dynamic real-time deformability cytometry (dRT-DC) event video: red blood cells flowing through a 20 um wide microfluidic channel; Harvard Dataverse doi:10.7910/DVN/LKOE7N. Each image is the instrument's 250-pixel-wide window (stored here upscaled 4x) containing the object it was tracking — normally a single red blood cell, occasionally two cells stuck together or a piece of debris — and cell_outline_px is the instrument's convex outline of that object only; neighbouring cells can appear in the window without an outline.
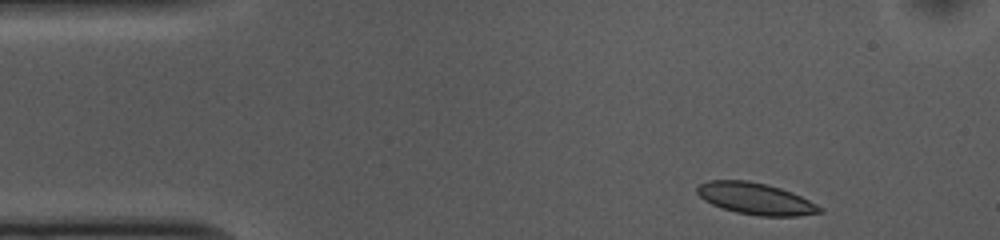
{"species": "common noctule bat (a hibernating species)", "species_latin": "Nyctalus noctula", "temperature_condition": "cold", "stored_images_in_passage": 43, "camera_frame_rate_fps": 3000, "um_per_image_px": 0.085, "animal": {"sex": "female", "body_mass_g": 10.0, "forearm_length_mm": 53.1}, "frame": {"image": 1, "passage_image": 2, "time_ms": 0.333, "image_size_px": [1000, 240], "cell_outline_px": [[824, 212], [796, 216], [760, 216], [736, 212], [712, 204], [704, 200], [696, 192], [696, 188], [700, 184], [708, 180], [748, 180], [780, 188], [792, 192], [824, 208]], "centroid_in_image_um": [64.23, 16.89], "position_along_channel_um": 20.8, "area_um2": 22.48}}
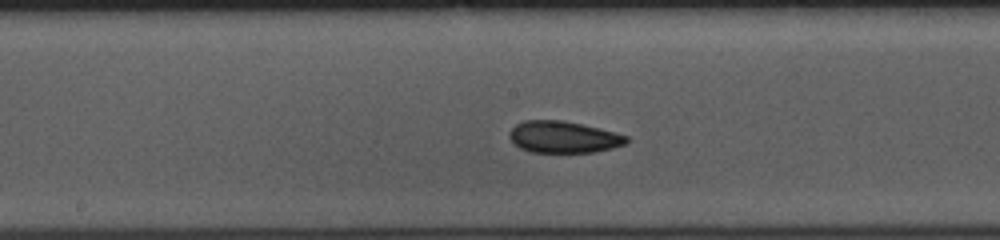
{"frame": {"image": 2, "passage_image": 22, "time_ms": 7.0, "image_size_px": [1000, 240], "cell_outline_px": [[628, 140], [624, 144], [612, 148], [592, 152], [528, 152], [520, 148], [508, 136], [508, 132], [516, 124], [524, 120], [560, 120], [600, 128], [616, 132], [628, 136]], "centroid_in_image_um": [47.87, 11.64], "position_along_channel_um": 200.3, "area_um2": 21.56}}
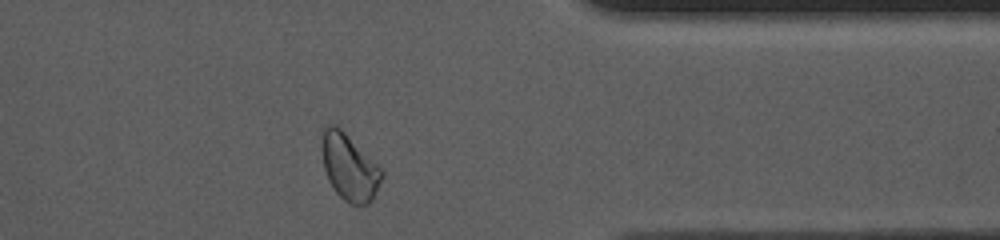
{"frame": {"image": 3, "passage_image": 38, "time_ms": 12.333, "image_size_px": [1000, 240], "cell_outline_px": [[384, 176], [372, 200], [368, 204], [352, 204], [344, 200], [336, 192], [328, 180], [324, 168], [320, 148], [320, 132], [324, 124], [336, 124], [384, 172]], "centroid_in_image_um": [29.63, 14.17], "position_along_channel_um": 381.8, "area_um2": 23.29}, "authors_computed_cell_mechanics": {"area_um2": 22.253, "velocity_mm_per_s": 3.6877, "shape_relaxation_time_tau1_ms": 2.7094, "shape_relaxation_time_tau2_ms": 2.073, "deformation_change_tau1": 0.0847, "deformation_change_tau2": 0.0593}}